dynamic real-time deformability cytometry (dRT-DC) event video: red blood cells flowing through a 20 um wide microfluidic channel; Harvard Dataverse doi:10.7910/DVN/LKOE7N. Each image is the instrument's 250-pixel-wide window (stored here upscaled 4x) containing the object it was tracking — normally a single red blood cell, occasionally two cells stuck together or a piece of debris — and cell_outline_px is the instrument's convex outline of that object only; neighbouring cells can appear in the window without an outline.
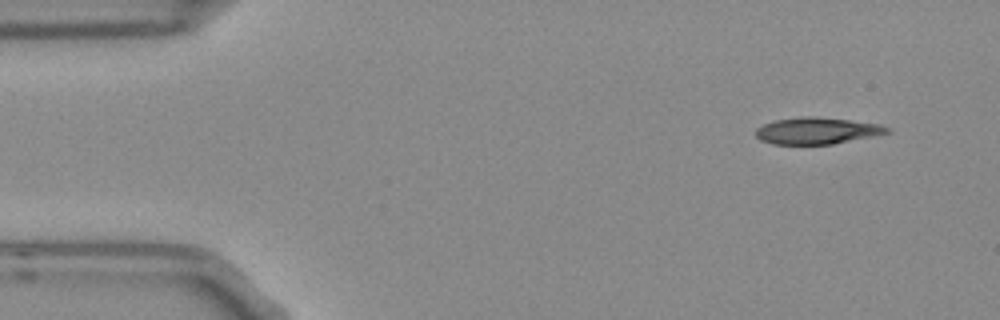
{"species": "Egyptian fruit bat (a non-hibernating species)", "species_latin": "Rousettus aegyptiacus", "temperature_condition": "room temperature", "stored_images_in_passage": 3, "camera_frame_rate_fps": 3000, "um_per_image_px": 0.085, "frame": {"image": 1, "passage_image": 1, "time_ms": 0.0, "image_size_px": [1000, 320], "cell_outline_px": [[892, 132], [832, 144], [772, 144], [760, 140], [756, 136], [756, 128], [772, 120], [800, 116], [816, 116], [880, 124], [892, 128]], "centroid_in_image_um": [69.43, 11.1], "position_along_channel_um": 15.6, "area_um2": 20.52}}
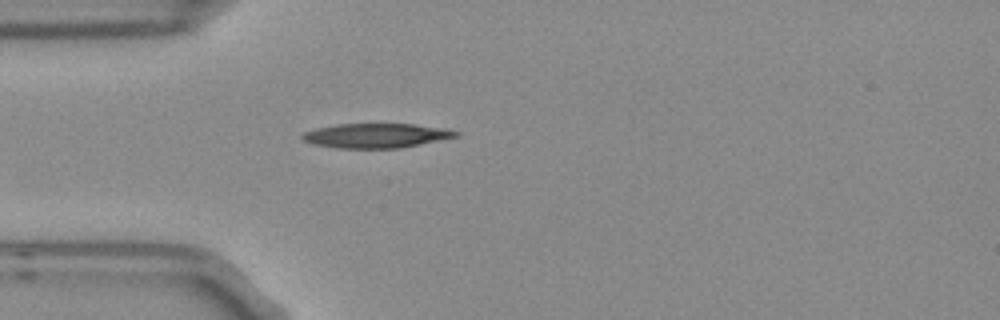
{"frame": {"image": 2, "passage_image": 3, "time_ms": 0.667, "image_size_px": [1000, 320], "cell_outline_px": [[460, 136], [400, 148], [336, 148], [312, 144], [300, 140], [300, 136], [304, 132], [316, 128], [336, 124], [416, 124], [444, 128], [460, 132]], "centroid_in_image_um": [31.94, 11.53], "position_along_channel_um": 53.1, "area_um2": 22.08}}